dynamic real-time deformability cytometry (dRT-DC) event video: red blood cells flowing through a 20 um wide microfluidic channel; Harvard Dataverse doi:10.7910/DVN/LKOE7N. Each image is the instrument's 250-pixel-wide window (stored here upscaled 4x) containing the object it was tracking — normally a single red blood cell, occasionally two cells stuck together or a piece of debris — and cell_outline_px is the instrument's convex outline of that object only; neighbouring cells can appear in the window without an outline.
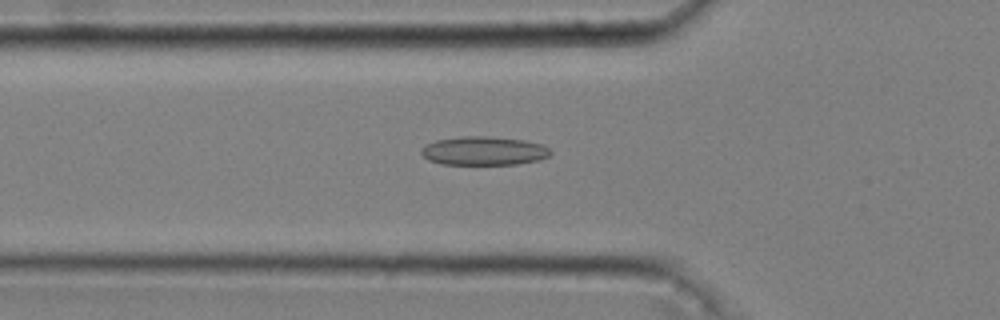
{"species": "common noctule bat (a hibernating species)", "species_latin": "Nyctalus noctula", "temperature_condition": "cold", "stored_images_in_passage": 51, "camera_frame_rate_fps": 3000, "um_per_image_px": 0.085, "animal": {"sex": "male", "body_mass_g": 20.4}, "frame": {"image": 1, "passage_image": 18, "time_ms": 5.667, "image_size_px": [1000, 320], "cell_outline_px": [[552, 152], [548, 156], [540, 160], [516, 164], [444, 164], [428, 160], [420, 152], [420, 148], [436, 140], [460, 136], [488, 136], [524, 140], [544, 144]], "centroid_in_image_um": [41.14, 12.82], "position_along_channel_um": 84.7, "area_um2": 21.68}}
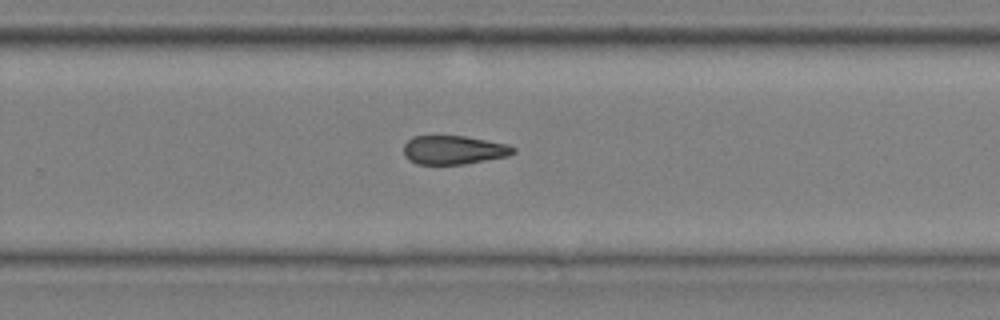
{"frame": {"image": 2, "passage_image": 35, "time_ms": 11.333, "image_size_px": [1000, 320], "cell_outline_px": [[516, 152], [508, 156], [464, 164], [416, 164], [408, 160], [404, 156], [404, 144], [412, 136], [464, 136], [508, 144], [516, 148]], "centroid_in_image_um": [38.56, 12.75], "position_along_channel_um": 291.2, "area_um2": 18.44}}
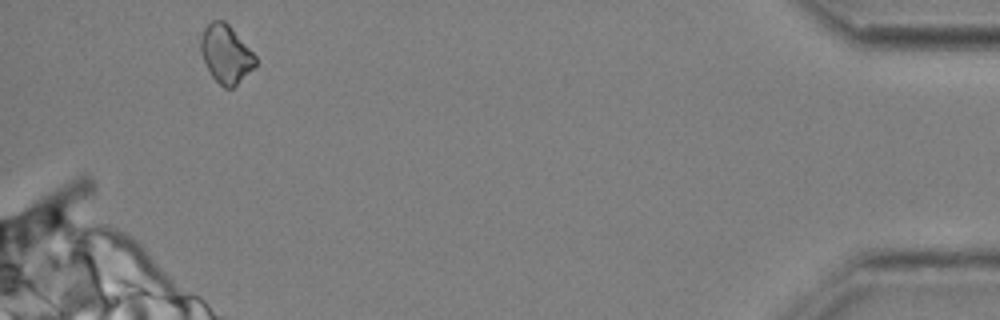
{"frame": {"image": 3, "passage_image": 50, "time_ms": 16.333, "image_size_px": [1000, 320], "cell_outline_px": [[256, 64], [232, 88], [224, 88], [212, 76], [200, 52], [200, 40], [204, 28], [212, 20], [224, 20], [232, 28], [256, 56]], "centroid_in_image_um": [19.18, 4.56], "position_along_channel_um": 416.0, "area_um2": 18.15}, "authors_computed_cell_mechanics": {"area_um2": 19.5364, "velocity_mm_per_s": 3.6424, "shape_relaxation_time_tau1_ms": null, "shape_relaxation_time_tau2_ms": 9.082, "deformation_change_tau1": null, "deformation_change_tau2": 0.1767}}